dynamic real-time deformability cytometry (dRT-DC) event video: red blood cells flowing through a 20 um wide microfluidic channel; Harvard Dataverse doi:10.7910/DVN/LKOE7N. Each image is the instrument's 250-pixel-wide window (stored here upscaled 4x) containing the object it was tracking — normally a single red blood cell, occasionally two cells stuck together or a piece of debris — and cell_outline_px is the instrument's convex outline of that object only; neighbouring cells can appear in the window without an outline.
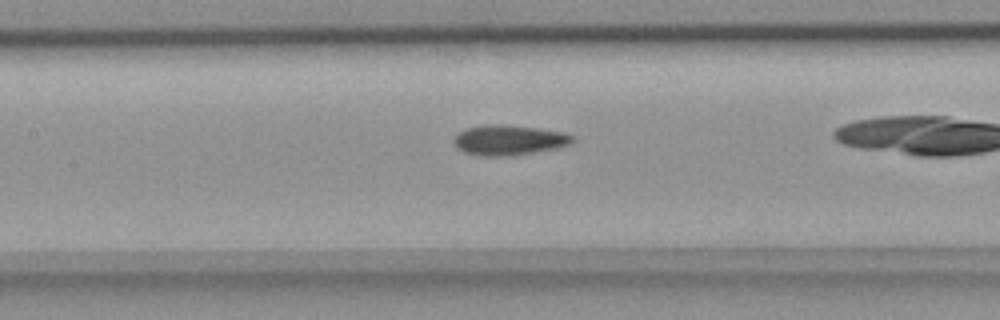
{"species": "common noctule bat (a hibernating species)", "species_latin": "Nyctalus noctula", "temperature_condition": "room temperature", "stored_images_in_passage": 31, "camera_frame_rate_fps": 3000, "um_per_image_px": 0.085, "animal": {"sex": "female", "body_mass_g": 18.4}, "frame": {"image": 1, "passage_image": 14, "time_ms": 4.333, "image_size_px": [1000, 320], "cell_outline_px": [[576, 140], [572, 144], [556, 148], [508, 156], [484, 156], [464, 152], [456, 148], [452, 140], [464, 128], [484, 124], [496, 124], [536, 128], [564, 132], [576, 136]], "centroid_in_image_um": [43.27, 11.9], "position_along_channel_um": 164.1, "area_um2": 20.92}}
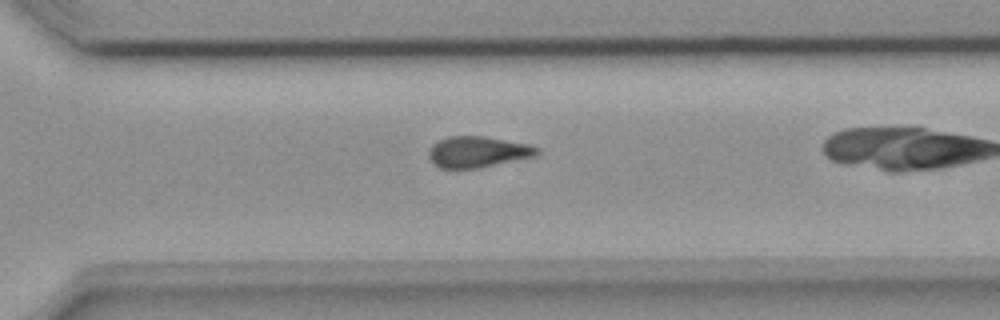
{"frame": {"image": 2, "passage_image": 27, "time_ms": 8.667, "image_size_px": [1000, 320], "cell_outline_px": [[540, 152], [536, 156], [480, 168], [440, 168], [428, 156], [428, 152], [432, 144], [448, 136], [484, 136], [528, 144], [540, 148]], "centroid_in_image_um": [40.64, 12.91], "position_along_channel_um": 330.0, "area_um2": 19.59}}